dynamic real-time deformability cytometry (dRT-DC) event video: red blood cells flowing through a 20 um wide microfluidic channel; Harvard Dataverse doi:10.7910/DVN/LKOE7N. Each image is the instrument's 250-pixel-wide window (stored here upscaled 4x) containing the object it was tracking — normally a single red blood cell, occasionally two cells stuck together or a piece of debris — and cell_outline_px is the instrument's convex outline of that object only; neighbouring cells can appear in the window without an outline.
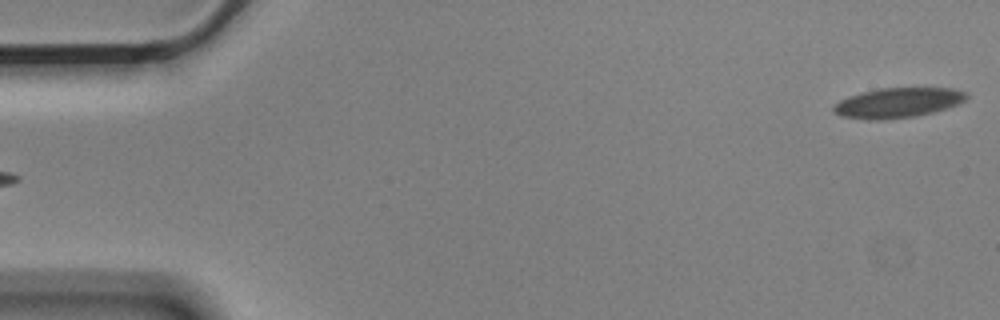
{"species": "Egyptian fruit bat (a non-hibernating species)", "species_latin": "Rousettus aegyptiacus", "temperature_condition": "cold", "stored_images_in_passage": 5, "segment_of_instrument_passage": [2, 2], "camera_frame_rate_fps": 3000, "um_per_image_px": 0.085, "animal": {"sex": "male"}, "frame": {"image": 1, "passage_image": 5, "time_ms": 1.333, "image_size_px": [1000, 320], "cell_outline_px": [[968, 96], [964, 100], [956, 104], [932, 112], [916, 116], [880, 120], [868, 120], [840, 116], [832, 112], [832, 108], [840, 100], [864, 92], [880, 88], [952, 88], [964, 92]], "centroid_in_image_um": [76.27, 8.74], "position_along_channel_um": 8.7, "area_um2": 22.83}}